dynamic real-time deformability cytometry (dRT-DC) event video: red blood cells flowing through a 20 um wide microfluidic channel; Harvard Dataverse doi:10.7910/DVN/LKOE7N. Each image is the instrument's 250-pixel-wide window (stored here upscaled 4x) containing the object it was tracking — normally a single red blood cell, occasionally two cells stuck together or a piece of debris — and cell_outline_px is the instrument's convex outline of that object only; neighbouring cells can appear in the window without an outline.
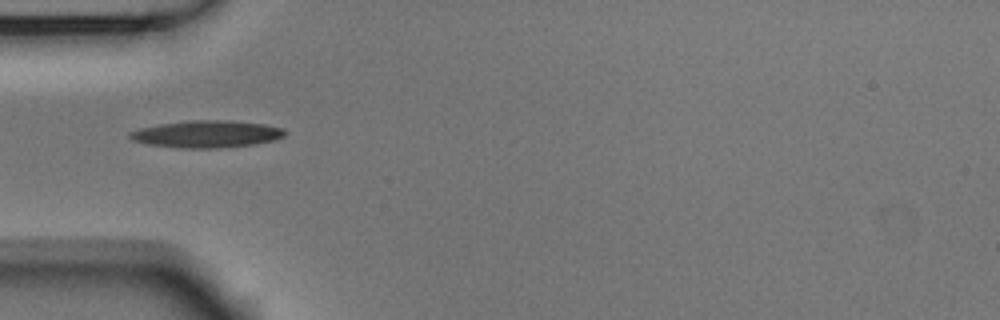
{"species": "Egyptian fruit bat (a non-hibernating species)", "species_latin": "Rousettus aegyptiacus", "temperature_condition": "room temperature", "stored_images_in_passage": 13, "camera_frame_rate_fps": 3000, "um_per_image_px": 0.085, "animal": {"sex": "male"}, "frame": {"image": 1, "passage_image": 3, "time_ms": 0.667, "image_size_px": [1000, 320], "cell_outline_px": [[284, 136], [276, 140], [252, 144], [220, 148], [180, 148], [148, 144], [132, 140], [128, 136], [128, 132], [140, 128], [160, 124], [188, 120], [232, 120], [264, 124], [284, 128]], "centroid_in_image_um": [17.56, 11.39], "position_along_channel_um": 67.4, "area_um2": 24.57}}
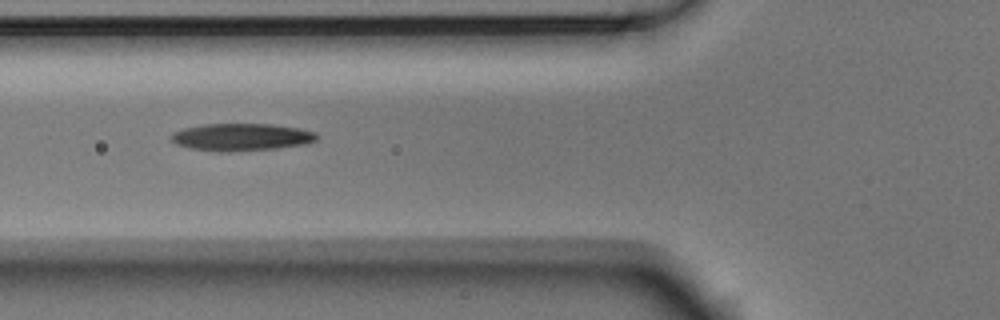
{"frame": {"image": 2, "passage_image": 6, "time_ms": 1.667, "image_size_px": [1000, 320], "cell_outline_px": [[316, 140], [304, 144], [276, 148], [228, 152], [220, 152], [188, 148], [176, 144], [172, 140], [172, 132], [184, 128], [204, 124], [272, 124], [300, 128], [316, 132]], "centroid_in_image_um": [20.5, 11.65], "position_along_channel_um": 105.3, "area_um2": 23.18}}